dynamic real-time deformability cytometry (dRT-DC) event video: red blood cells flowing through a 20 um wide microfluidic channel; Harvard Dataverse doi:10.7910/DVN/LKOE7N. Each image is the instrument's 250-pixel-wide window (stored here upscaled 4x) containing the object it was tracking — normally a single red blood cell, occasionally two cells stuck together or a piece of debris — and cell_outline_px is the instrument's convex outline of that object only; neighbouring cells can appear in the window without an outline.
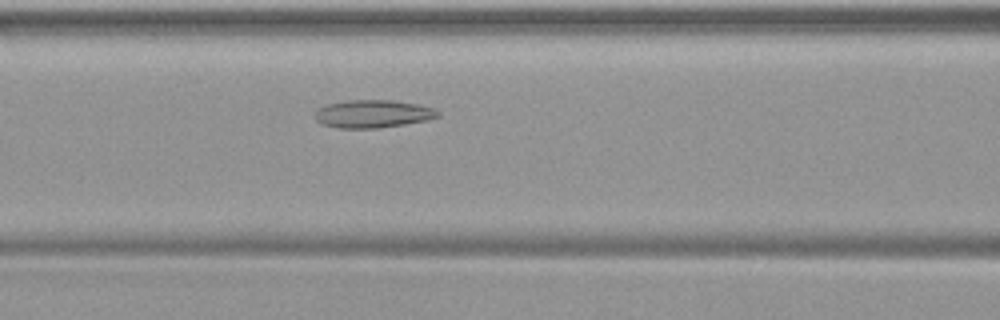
{"species": "common noctule bat (a hibernating species)", "species_latin": "Nyctalus noctula", "temperature_condition": "warm", "stored_images_in_passage": 44, "camera_frame_rate_fps": 3000, "um_per_image_px": 0.085, "animal": {"sex": "female", "body_mass_g": 19.9}, "frame": {"image": 1, "passage_image": 16, "time_ms": 5.0, "image_size_px": [1000, 320], "cell_outline_px": [[440, 116], [428, 120], [380, 128], [336, 128], [324, 124], [316, 120], [316, 108], [324, 104], [348, 100], [392, 100], [416, 104], [436, 108], [440, 112]], "centroid_in_image_um": [31.7, 9.67], "position_along_channel_um": 134.9, "area_um2": 20.11}}
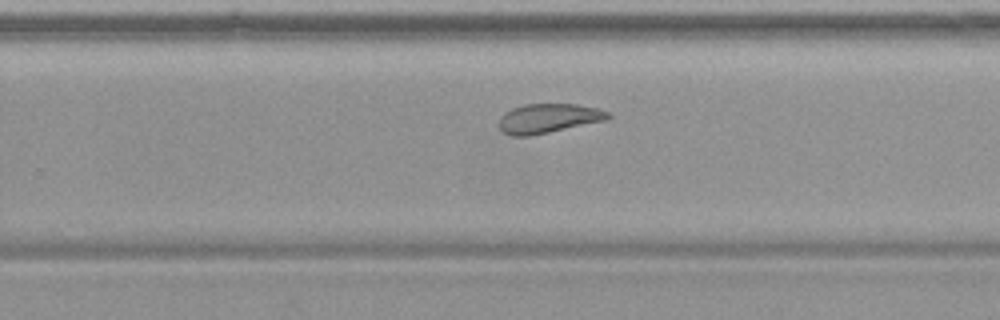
{"frame": {"image": 2, "passage_image": 27, "time_ms": 8.667, "image_size_px": [1000, 320], "cell_outline_px": [[612, 116], [608, 120], [528, 136], [512, 136], [504, 132], [500, 128], [500, 116], [504, 112], [512, 108], [524, 104], [576, 104], [600, 108], [608, 112]], "centroid_in_image_um": [46.64, 10.05], "position_along_channel_um": 283.2, "area_um2": 18.67}}
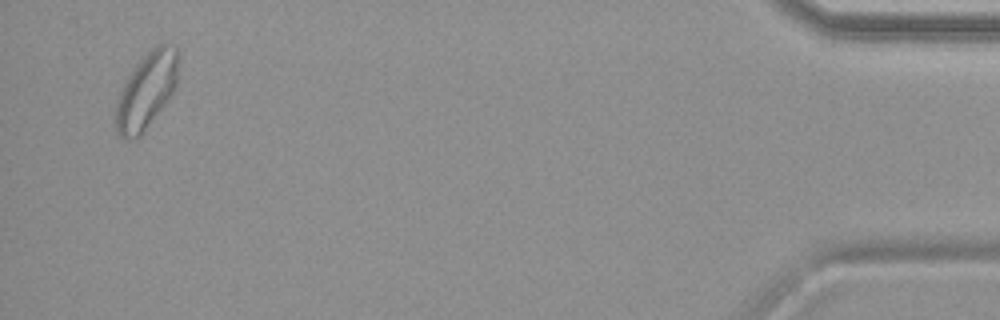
{"frame": {"image": 3, "passage_image": 43, "time_ms": 14.0, "image_size_px": [1000, 320], "cell_outline_px": [[180, 60], [176, 84], [168, 100], [140, 136], [136, 140], [124, 140], [116, 132], [116, 100], [120, 88], [124, 80], [136, 64], [152, 48], [160, 44], [176, 44], [180, 48]], "centroid_in_image_um": [12.46, 7.68], "position_along_channel_um": 422.7, "area_um2": 28.32}}